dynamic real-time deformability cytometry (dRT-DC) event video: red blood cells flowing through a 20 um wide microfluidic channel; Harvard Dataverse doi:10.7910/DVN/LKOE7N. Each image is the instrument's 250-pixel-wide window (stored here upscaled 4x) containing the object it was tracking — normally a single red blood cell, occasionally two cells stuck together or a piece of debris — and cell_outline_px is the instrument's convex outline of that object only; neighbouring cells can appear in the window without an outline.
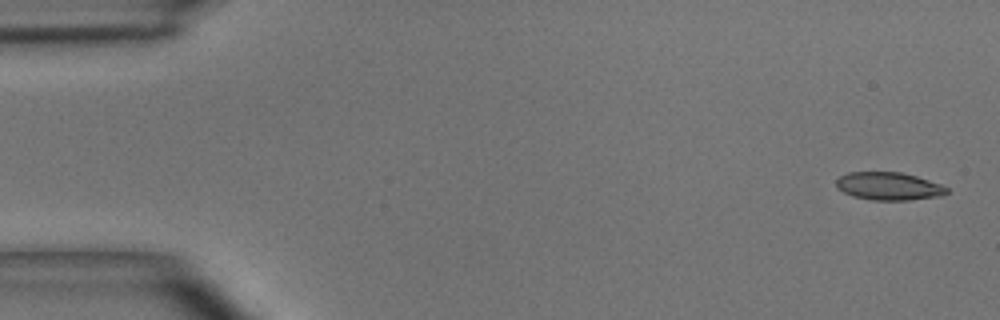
{"species": "common noctule bat (a hibernating species)", "species_latin": "Nyctalus noctula", "temperature_condition": "room temperature", "stored_images_in_passage": 48, "camera_frame_rate_fps": 3000, "um_per_image_px": 0.085, "animal": {"sex": "male", "body_mass_g": 15.6}, "frame": {"image": 1, "passage_image": 1, "time_ms": 0.0, "image_size_px": [1000, 320], "cell_outline_px": [[948, 192], [944, 196], [908, 200], [872, 200], [852, 196], [836, 188], [836, 180], [840, 176], [848, 172], [900, 172], [916, 176], [940, 184], [948, 188]], "centroid_in_image_um": [75.54, 15.83], "position_along_channel_um": 9.5, "area_um2": 18.03}}
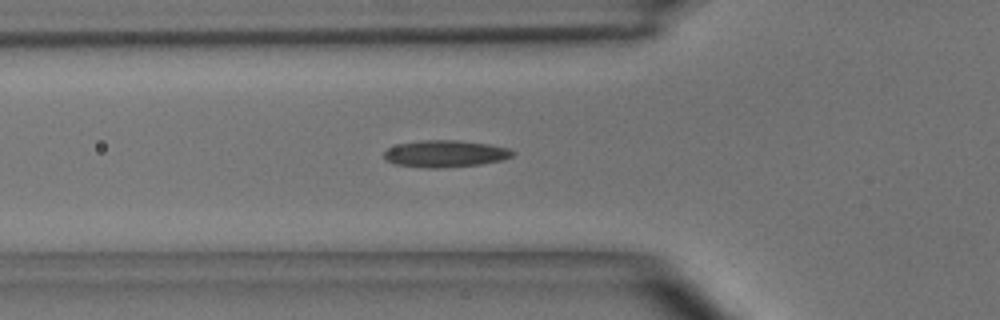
{"frame": {"image": 2, "passage_image": 16, "time_ms": 5.0, "image_size_px": [1000, 320], "cell_outline_px": [[516, 152], [512, 156], [504, 160], [480, 164], [444, 168], [424, 168], [392, 164], [384, 156], [384, 152], [388, 148], [396, 144], [420, 140], [456, 140], [488, 144], [508, 148]], "centroid_in_image_um": [37.83, 13.07], "position_along_channel_um": 88.0, "area_um2": 20.35}}
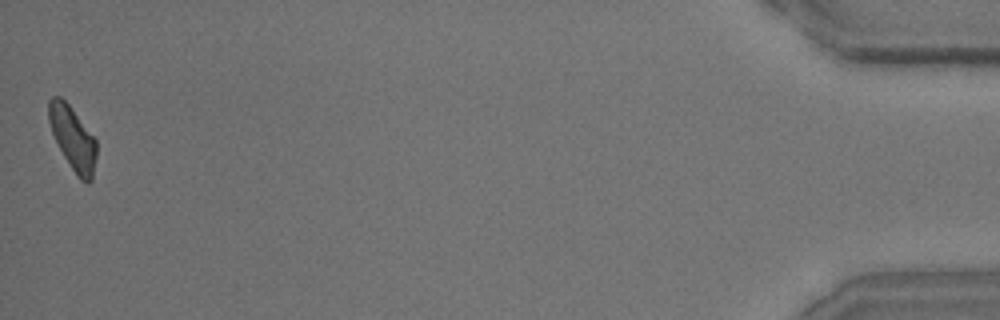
{"frame": {"image": 3, "passage_image": 48, "time_ms": 15.667, "image_size_px": [1000, 320], "cell_outline_px": [[96, 156], [92, 180], [88, 184], [84, 184], [76, 176], [64, 156], [52, 132], [48, 120], [48, 100], [52, 96], [60, 96], [68, 104], [96, 140]], "centroid_in_image_um": [6.18, 11.79], "position_along_channel_um": 429.0, "area_um2": 17.51}, "authors_computed_cell_mechanics": {"area_um2": 18.5827, "velocity_mm_per_s": 4.0569, "shape_relaxation_time_tau1_ms": 10.4914, "shape_relaxation_time_tau2_ms": 4.4002, "deformation_change_tau1": 0.2515, "deformation_change_tau2": 0.1359}}